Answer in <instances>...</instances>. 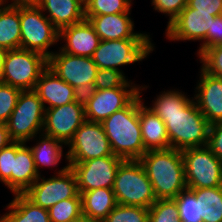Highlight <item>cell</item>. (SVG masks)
Listing matches in <instances>:
<instances>
[{
    "instance_id": "obj_1",
    "label": "cell",
    "mask_w": 222,
    "mask_h": 222,
    "mask_svg": "<svg viewBox=\"0 0 222 222\" xmlns=\"http://www.w3.org/2000/svg\"><path fill=\"white\" fill-rule=\"evenodd\" d=\"M149 109L165 123L170 148L182 151L208 144L210 124L193 99L164 91Z\"/></svg>"
},
{
    "instance_id": "obj_2",
    "label": "cell",
    "mask_w": 222,
    "mask_h": 222,
    "mask_svg": "<svg viewBox=\"0 0 222 222\" xmlns=\"http://www.w3.org/2000/svg\"><path fill=\"white\" fill-rule=\"evenodd\" d=\"M158 199H175L187 190L183 157L174 148L147 151L140 159Z\"/></svg>"
},
{
    "instance_id": "obj_3",
    "label": "cell",
    "mask_w": 222,
    "mask_h": 222,
    "mask_svg": "<svg viewBox=\"0 0 222 222\" xmlns=\"http://www.w3.org/2000/svg\"><path fill=\"white\" fill-rule=\"evenodd\" d=\"M102 125L114 155L124 160H139L146 153L139 121V94Z\"/></svg>"
},
{
    "instance_id": "obj_4",
    "label": "cell",
    "mask_w": 222,
    "mask_h": 222,
    "mask_svg": "<svg viewBox=\"0 0 222 222\" xmlns=\"http://www.w3.org/2000/svg\"><path fill=\"white\" fill-rule=\"evenodd\" d=\"M117 204L150 208L157 200L152 183L139 160H124L118 167L113 188Z\"/></svg>"
},
{
    "instance_id": "obj_5",
    "label": "cell",
    "mask_w": 222,
    "mask_h": 222,
    "mask_svg": "<svg viewBox=\"0 0 222 222\" xmlns=\"http://www.w3.org/2000/svg\"><path fill=\"white\" fill-rule=\"evenodd\" d=\"M21 49L49 58L48 48L59 40V30L35 4H20Z\"/></svg>"
},
{
    "instance_id": "obj_6",
    "label": "cell",
    "mask_w": 222,
    "mask_h": 222,
    "mask_svg": "<svg viewBox=\"0 0 222 222\" xmlns=\"http://www.w3.org/2000/svg\"><path fill=\"white\" fill-rule=\"evenodd\" d=\"M48 67V58L25 49L8 50L0 82L20 89L34 90L36 82Z\"/></svg>"
},
{
    "instance_id": "obj_7",
    "label": "cell",
    "mask_w": 222,
    "mask_h": 222,
    "mask_svg": "<svg viewBox=\"0 0 222 222\" xmlns=\"http://www.w3.org/2000/svg\"><path fill=\"white\" fill-rule=\"evenodd\" d=\"M44 119L45 107L37 93L34 90L21 91L6 122L10 138L26 143L43 130Z\"/></svg>"
},
{
    "instance_id": "obj_8",
    "label": "cell",
    "mask_w": 222,
    "mask_h": 222,
    "mask_svg": "<svg viewBox=\"0 0 222 222\" xmlns=\"http://www.w3.org/2000/svg\"><path fill=\"white\" fill-rule=\"evenodd\" d=\"M187 189L222 186V161L206 146L181 151Z\"/></svg>"
},
{
    "instance_id": "obj_9",
    "label": "cell",
    "mask_w": 222,
    "mask_h": 222,
    "mask_svg": "<svg viewBox=\"0 0 222 222\" xmlns=\"http://www.w3.org/2000/svg\"><path fill=\"white\" fill-rule=\"evenodd\" d=\"M153 47L147 34L142 39L101 40L91 58L98 69L119 70L117 66L147 57Z\"/></svg>"
},
{
    "instance_id": "obj_10",
    "label": "cell",
    "mask_w": 222,
    "mask_h": 222,
    "mask_svg": "<svg viewBox=\"0 0 222 222\" xmlns=\"http://www.w3.org/2000/svg\"><path fill=\"white\" fill-rule=\"evenodd\" d=\"M41 179L39 176L24 195L42 208L49 209L65 199L81 198L75 174L68 165L59 170L57 176Z\"/></svg>"
},
{
    "instance_id": "obj_11",
    "label": "cell",
    "mask_w": 222,
    "mask_h": 222,
    "mask_svg": "<svg viewBox=\"0 0 222 222\" xmlns=\"http://www.w3.org/2000/svg\"><path fill=\"white\" fill-rule=\"evenodd\" d=\"M66 159L79 163L98 157L114 155L102 123L85 121L75 132Z\"/></svg>"
},
{
    "instance_id": "obj_12",
    "label": "cell",
    "mask_w": 222,
    "mask_h": 222,
    "mask_svg": "<svg viewBox=\"0 0 222 222\" xmlns=\"http://www.w3.org/2000/svg\"><path fill=\"white\" fill-rule=\"evenodd\" d=\"M123 161L119 156L108 155L67 165L75 174L79 193H83L97 188L112 189L117 169Z\"/></svg>"
},
{
    "instance_id": "obj_13",
    "label": "cell",
    "mask_w": 222,
    "mask_h": 222,
    "mask_svg": "<svg viewBox=\"0 0 222 222\" xmlns=\"http://www.w3.org/2000/svg\"><path fill=\"white\" fill-rule=\"evenodd\" d=\"M85 121V107L75 101L59 107L46 108L43 134L68 145Z\"/></svg>"
},
{
    "instance_id": "obj_14",
    "label": "cell",
    "mask_w": 222,
    "mask_h": 222,
    "mask_svg": "<svg viewBox=\"0 0 222 222\" xmlns=\"http://www.w3.org/2000/svg\"><path fill=\"white\" fill-rule=\"evenodd\" d=\"M129 84L127 81L122 87L96 90L95 95L85 106L86 121L102 123L116 111L125 108L141 89Z\"/></svg>"
},
{
    "instance_id": "obj_15",
    "label": "cell",
    "mask_w": 222,
    "mask_h": 222,
    "mask_svg": "<svg viewBox=\"0 0 222 222\" xmlns=\"http://www.w3.org/2000/svg\"><path fill=\"white\" fill-rule=\"evenodd\" d=\"M48 67L73 88L94 83L98 70L91 57L71 55L62 51L50 55Z\"/></svg>"
},
{
    "instance_id": "obj_16",
    "label": "cell",
    "mask_w": 222,
    "mask_h": 222,
    "mask_svg": "<svg viewBox=\"0 0 222 222\" xmlns=\"http://www.w3.org/2000/svg\"><path fill=\"white\" fill-rule=\"evenodd\" d=\"M214 15L196 12L186 6L181 13L167 26L166 35L171 40H204L211 32Z\"/></svg>"
},
{
    "instance_id": "obj_17",
    "label": "cell",
    "mask_w": 222,
    "mask_h": 222,
    "mask_svg": "<svg viewBox=\"0 0 222 222\" xmlns=\"http://www.w3.org/2000/svg\"><path fill=\"white\" fill-rule=\"evenodd\" d=\"M200 76L195 103L210 125L222 123V78L213 76L202 68Z\"/></svg>"
},
{
    "instance_id": "obj_18",
    "label": "cell",
    "mask_w": 222,
    "mask_h": 222,
    "mask_svg": "<svg viewBox=\"0 0 222 222\" xmlns=\"http://www.w3.org/2000/svg\"><path fill=\"white\" fill-rule=\"evenodd\" d=\"M60 38L66 40V45L60 49L62 52L84 57H92L101 41L87 19L62 28L59 31Z\"/></svg>"
},
{
    "instance_id": "obj_19",
    "label": "cell",
    "mask_w": 222,
    "mask_h": 222,
    "mask_svg": "<svg viewBox=\"0 0 222 222\" xmlns=\"http://www.w3.org/2000/svg\"><path fill=\"white\" fill-rule=\"evenodd\" d=\"M127 13L85 15L100 40L142 39L146 34L134 33V24Z\"/></svg>"
},
{
    "instance_id": "obj_20",
    "label": "cell",
    "mask_w": 222,
    "mask_h": 222,
    "mask_svg": "<svg viewBox=\"0 0 222 222\" xmlns=\"http://www.w3.org/2000/svg\"><path fill=\"white\" fill-rule=\"evenodd\" d=\"M34 91L46 109L45 102L50 106L59 107L74 102V88L59 78L47 67L36 82Z\"/></svg>"
},
{
    "instance_id": "obj_21",
    "label": "cell",
    "mask_w": 222,
    "mask_h": 222,
    "mask_svg": "<svg viewBox=\"0 0 222 222\" xmlns=\"http://www.w3.org/2000/svg\"><path fill=\"white\" fill-rule=\"evenodd\" d=\"M42 11L49 12L47 18L60 31L79 23L85 18V3L82 0H35Z\"/></svg>"
},
{
    "instance_id": "obj_22",
    "label": "cell",
    "mask_w": 222,
    "mask_h": 222,
    "mask_svg": "<svg viewBox=\"0 0 222 222\" xmlns=\"http://www.w3.org/2000/svg\"><path fill=\"white\" fill-rule=\"evenodd\" d=\"M139 121L144 148L147 151L170 148L165 123L151 109L144 106L139 93Z\"/></svg>"
},
{
    "instance_id": "obj_23",
    "label": "cell",
    "mask_w": 222,
    "mask_h": 222,
    "mask_svg": "<svg viewBox=\"0 0 222 222\" xmlns=\"http://www.w3.org/2000/svg\"><path fill=\"white\" fill-rule=\"evenodd\" d=\"M41 176L35 168L31 148L24 142L16 141V157H13L11 190L14 194H24L35 180Z\"/></svg>"
},
{
    "instance_id": "obj_24",
    "label": "cell",
    "mask_w": 222,
    "mask_h": 222,
    "mask_svg": "<svg viewBox=\"0 0 222 222\" xmlns=\"http://www.w3.org/2000/svg\"><path fill=\"white\" fill-rule=\"evenodd\" d=\"M82 215L89 222H102L116 207L117 201L111 188H97L80 193Z\"/></svg>"
},
{
    "instance_id": "obj_25",
    "label": "cell",
    "mask_w": 222,
    "mask_h": 222,
    "mask_svg": "<svg viewBox=\"0 0 222 222\" xmlns=\"http://www.w3.org/2000/svg\"><path fill=\"white\" fill-rule=\"evenodd\" d=\"M0 47L21 48L20 4H8L0 9Z\"/></svg>"
},
{
    "instance_id": "obj_26",
    "label": "cell",
    "mask_w": 222,
    "mask_h": 222,
    "mask_svg": "<svg viewBox=\"0 0 222 222\" xmlns=\"http://www.w3.org/2000/svg\"><path fill=\"white\" fill-rule=\"evenodd\" d=\"M7 208L11 211L1 216L3 222H51L48 209L34 204L24 194H15Z\"/></svg>"
},
{
    "instance_id": "obj_27",
    "label": "cell",
    "mask_w": 222,
    "mask_h": 222,
    "mask_svg": "<svg viewBox=\"0 0 222 222\" xmlns=\"http://www.w3.org/2000/svg\"><path fill=\"white\" fill-rule=\"evenodd\" d=\"M44 136L40 142L34 147H31L33 160L37 173L39 174L40 165L53 166L58 165L62 157V145L64 144L59 140H56L50 136L42 134Z\"/></svg>"
},
{
    "instance_id": "obj_28",
    "label": "cell",
    "mask_w": 222,
    "mask_h": 222,
    "mask_svg": "<svg viewBox=\"0 0 222 222\" xmlns=\"http://www.w3.org/2000/svg\"><path fill=\"white\" fill-rule=\"evenodd\" d=\"M51 222H75L81 218V198H70L57 202L48 209Z\"/></svg>"
},
{
    "instance_id": "obj_29",
    "label": "cell",
    "mask_w": 222,
    "mask_h": 222,
    "mask_svg": "<svg viewBox=\"0 0 222 222\" xmlns=\"http://www.w3.org/2000/svg\"><path fill=\"white\" fill-rule=\"evenodd\" d=\"M175 199L182 222H202L203 202L197 200L190 190L183 191Z\"/></svg>"
},
{
    "instance_id": "obj_30",
    "label": "cell",
    "mask_w": 222,
    "mask_h": 222,
    "mask_svg": "<svg viewBox=\"0 0 222 222\" xmlns=\"http://www.w3.org/2000/svg\"><path fill=\"white\" fill-rule=\"evenodd\" d=\"M149 222H182L176 199H158L149 208Z\"/></svg>"
},
{
    "instance_id": "obj_31",
    "label": "cell",
    "mask_w": 222,
    "mask_h": 222,
    "mask_svg": "<svg viewBox=\"0 0 222 222\" xmlns=\"http://www.w3.org/2000/svg\"><path fill=\"white\" fill-rule=\"evenodd\" d=\"M131 0H87L85 15H106L130 12Z\"/></svg>"
},
{
    "instance_id": "obj_32",
    "label": "cell",
    "mask_w": 222,
    "mask_h": 222,
    "mask_svg": "<svg viewBox=\"0 0 222 222\" xmlns=\"http://www.w3.org/2000/svg\"><path fill=\"white\" fill-rule=\"evenodd\" d=\"M102 222H149V209L117 204Z\"/></svg>"
},
{
    "instance_id": "obj_33",
    "label": "cell",
    "mask_w": 222,
    "mask_h": 222,
    "mask_svg": "<svg viewBox=\"0 0 222 222\" xmlns=\"http://www.w3.org/2000/svg\"><path fill=\"white\" fill-rule=\"evenodd\" d=\"M20 93V89L0 82V122L8 121Z\"/></svg>"
},
{
    "instance_id": "obj_34",
    "label": "cell",
    "mask_w": 222,
    "mask_h": 222,
    "mask_svg": "<svg viewBox=\"0 0 222 222\" xmlns=\"http://www.w3.org/2000/svg\"><path fill=\"white\" fill-rule=\"evenodd\" d=\"M126 82L123 72L114 69H98L94 80L96 90L122 87Z\"/></svg>"
},
{
    "instance_id": "obj_35",
    "label": "cell",
    "mask_w": 222,
    "mask_h": 222,
    "mask_svg": "<svg viewBox=\"0 0 222 222\" xmlns=\"http://www.w3.org/2000/svg\"><path fill=\"white\" fill-rule=\"evenodd\" d=\"M199 57L205 72L222 78V45L207 48Z\"/></svg>"
},
{
    "instance_id": "obj_36",
    "label": "cell",
    "mask_w": 222,
    "mask_h": 222,
    "mask_svg": "<svg viewBox=\"0 0 222 222\" xmlns=\"http://www.w3.org/2000/svg\"><path fill=\"white\" fill-rule=\"evenodd\" d=\"M13 157H16V141L0 150V180L11 190Z\"/></svg>"
},
{
    "instance_id": "obj_37",
    "label": "cell",
    "mask_w": 222,
    "mask_h": 222,
    "mask_svg": "<svg viewBox=\"0 0 222 222\" xmlns=\"http://www.w3.org/2000/svg\"><path fill=\"white\" fill-rule=\"evenodd\" d=\"M187 3L188 0H152L155 10L170 16L168 25L181 13Z\"/></svg>"
},
{
    "instance_id": "obj_38",
    "label": "cell",
    "mask_w": 222,
    "mask_h": 222,
    "mask_svg": "<svg viewBox=\"0 0 222 222\" xmlns=\"http://www.w3.org/2000/svg\"><path fill=\"white\" fill-rule=\"evenodd\" d=\"M222 45V15L215 16L211 25V32H207L202 46L199 48V56L207 49Z\"/></svg>"
},
{
    "instance_id": "obj_39",
    "label": "cell",
    "mask_w": 222,
    "mask_h": 222,
    "mask_svg": "<svg viewBox=\"0 0 222 222\" xmlns=\"http://www.w3.org/2000/svg\"><path fill=\"white\" fill-rule=\"evenodd\" d=\"M188 190L195 195L197 200L203 202L204 206H211L215 202L222 201V186Z\"/></svg>"
},
{
    "instance_id": "obj_40",
    "label": "cell",
    "mask_w": 222,
    "mask_h": 222,
    "mask_svg": "<svg viewBox=\"0 0 222 222\" xmlns=\"http://www.w3.org/2000/svg\"><path fill=\"white\" fill-rule=\"evenodd\" d=\"M187 6L196 9V12L222 15V0H188Z\"/></svg>"
},
{
    "instance_id": "obj_41",
    "label": "cell",
    "mask_w": 222,
    "mask_h": 222,
    "mask_svg": "<svg viewBox=\"0 0 222 222\" xmlns=\"http://www.w3.org/2000/svg\"><path fill=\"white\" fill-rule=\"evenodd\" d=\"M207 146L222 161V123L210 125Z\"/></svg>"
},
{
    "instance_id": "obj_42",
    "label": "cell",
    "mask_w": 222,
    "mask_h": 222,
    "mask_svg": "<svg viewBox=\"0 0 222 222\" xmlns=\"http://www.w3.org/2000/svg\"><path fill=\"white\" fill-rule=\"evenodd\" d=\"M96 86L94 83H86L74 87V101L85 107L91 98L95 95Z\"/></svg>"
},
{
    "instance_id": "obj_43",
    "label": "cell",
    "mask_w": 222,
    "mask_h": 222,
    "mask_svg": "<svg viewBox=\"0 0 222 222\" xmlns=\"http://www.w3.org/2000/svg\"><path fill=\"white\" fill-rule=\"evenodd\" d=\"M202 213V222H222V201L204 206Z\"/></svg>"
},
{
    "instance_id": "obj_44",
    "label": "cell",
    "mask_w": 222,
    "mask_h": 222,
    "mask_svg": "<svg viewBox=\"0 0 222 222\" xmlns=\"http://www.w3.org/2000/svg\"><path fill=\"white\" fill-rule=\"evenodd\" d=\"M12 142L6 123L0 122V150Z\"/></svg>"
},
{
    "instance_id": "obj_45",
    "label": "cell",
    "mask_w": 222,
    "mask_h": 222,
    "mask_svg": "<svg viewBox=\"0 0 222 222\" xmlns=\"http://www.w3.org/2000/svg\"><path fill=\"white\" fill-rule=\"evenodd\" d=\"M7 51H8L7 49L0 47V75L3 70V65H4L5 56L7 54Z\"/></svg>"
},
{
    "instance_id": "obj_46",
    "label": "cell",
    "mask_w": 222,
    "mask_h": 222,
    "mask_svg": "<svg viewBox=\"0 0 222 222\" xmlns=\"http://www.w3.org/2000/svg\"><path fill=\"white\" fill-rule=\"evenodd\" d=\"M35 0H13V5H16V4H32L34 3Z\"/></svg>"
},
{
    "instance_id": "obj_47",
    "label": "cell",
    "mask_w": 222,
    "mask_h": 222,
    "mask_svg": "<svg viewBox=\"0 0 222 222\" xmlns=\"http://www.w3.org/2000/svg\"><path fill=\"white\" fill-rule=\"evenodd\" d=\"M75 222H89V221L86 218L83 217V218H81V219H79Z\"/></svg>"
},
{
    "instance_id": "obj_48",
    "label": "cell",
    "mask_w": 222,
    "mask_h": 222,
    "mask_svg": "<svg viewBox=\"0 0 222 222\" xmlns=\"http://www.w3.org/2000/svg\"><path fill=\"white\" fill-rule=\"evenodd\" d=\"M4 2H6V0H0V9H2L1 5L4 6Z\"/></svg>"
}]
</instances>
